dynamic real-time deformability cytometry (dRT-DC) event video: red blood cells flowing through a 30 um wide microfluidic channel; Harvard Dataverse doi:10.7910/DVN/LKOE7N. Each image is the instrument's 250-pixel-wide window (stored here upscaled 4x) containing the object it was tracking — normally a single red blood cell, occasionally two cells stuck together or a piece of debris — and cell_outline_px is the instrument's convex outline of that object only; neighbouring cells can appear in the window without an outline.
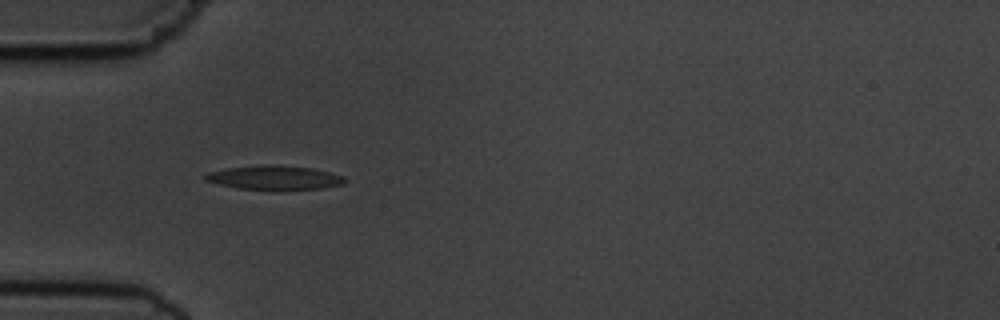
{"species": "common noctule bat (a hibernating species)", "species_latin": "Nyctalus noctula", "temperature_condition": "cold", "stored_images_in_passage": 2, "camera_frame_rate_fps": 3000, "um_per_image_px": 0.085, "animal": {"sex": "male", "body_mass_g": 19.5, "forearm_length_mm": 54.6}, "frame": {"image": 1, "passage_image": 1, "time_ms": 0.0, "image_size_px": [1000, 320], "cell_outline_px": [[348, 180], [344, 184], [320, 188], [236, 188], [204, 180], [204, 176], [208, 172], [228, 168], [260, 164], [272, 164], [312, 168], [344, 176]], "centroid_in_image_um": [23.33, 15.06], "position_along_channel_um": 61.7, "area_um2": 19.07}}
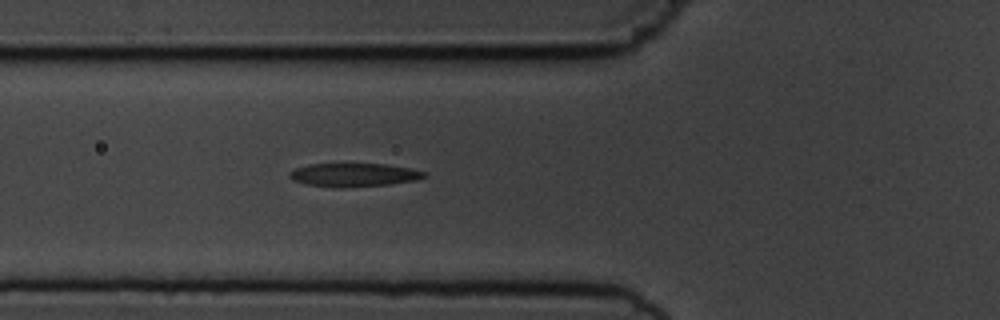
{"frame": {"image": 2, "passage_image": 2, "time_ms": 1.0, "image_size_px": [1000, 320], "cell_outline_px": [[428, 176], [416, 180], [388, 184], [340, 188], [336, 188], [304, 184], [292, 180], [288, 176], [288, 172], [296, 168], [308, 164], [388, 164], [412, 168], [428, 172]], "centroid_in_image_um": [30.08, 14.86], "position_along_channel_um": 95.7, "area_um2": 18.67}}